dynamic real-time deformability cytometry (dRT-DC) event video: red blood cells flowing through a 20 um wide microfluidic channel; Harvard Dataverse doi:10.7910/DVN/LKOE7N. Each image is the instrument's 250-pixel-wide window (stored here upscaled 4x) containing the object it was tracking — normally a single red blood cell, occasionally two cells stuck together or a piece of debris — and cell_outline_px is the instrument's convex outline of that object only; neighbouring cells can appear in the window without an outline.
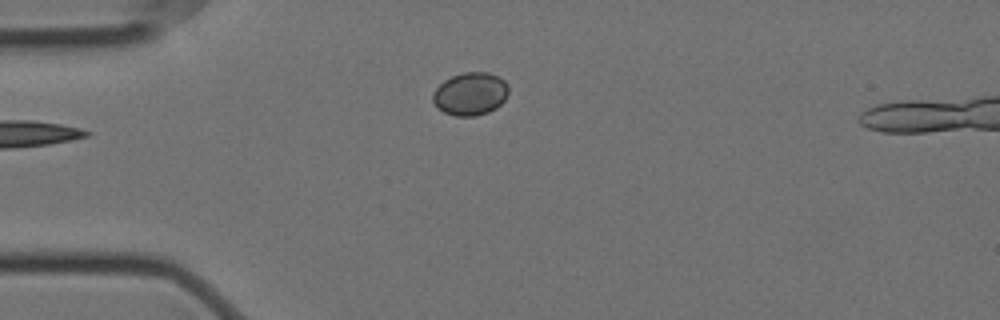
{"species": "Egyptian fruit bat (a non-hibernating species)", "species_latin": "Rousettus aegyptiacus", "temperature_condition": "cold", "stored_images_in_passage": 2, "camera_frame_rate_fps": 3000, "um_per_image_px": 0.085, "animal": {"sex": "female"}, "frame": {"image": 1, "passage_image": 2, "time_ms": 0.333, "image_size_px": [1000, 320], "cell_outline_px": [[508, 92], [504, 100], [496, 108], [488, 112], [476, 116], [456, 116], [444, 112], [436, 108], [432, 100], [432, 96], [436, 88], [444, 80], [452, 76], [464, 72], [488, 72], [504, 80], [508, 84]], "centroid_in_image_um": [39.96, 7.98], "position_along_channel_um": 45.0, "area_um2": 18.96}}